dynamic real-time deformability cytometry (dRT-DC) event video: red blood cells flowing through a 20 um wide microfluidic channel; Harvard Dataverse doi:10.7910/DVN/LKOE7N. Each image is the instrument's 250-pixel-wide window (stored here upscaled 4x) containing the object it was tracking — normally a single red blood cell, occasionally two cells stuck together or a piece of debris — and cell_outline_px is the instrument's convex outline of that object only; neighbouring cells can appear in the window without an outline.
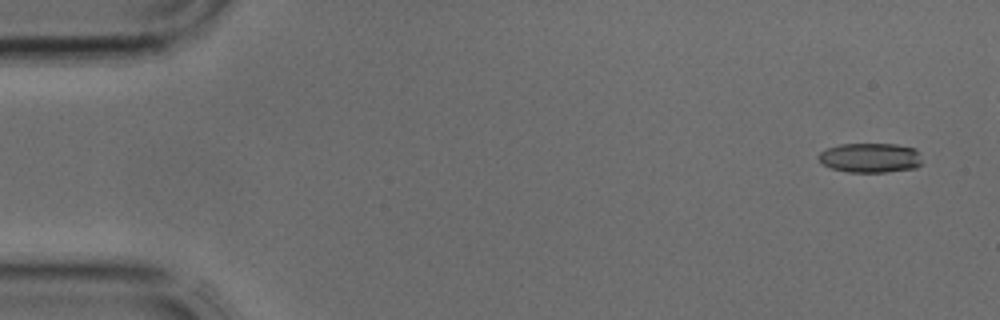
{"species": "common noctule bat (a hibernating species)", "species_latin": "Nyctalus noctula", "temperature_condition": "cold", "stored_images_in_passage": 5, "camera_frame_rate_fps": 3000, "um_per_image_px": 0.085, "animal": {"sex": "male", "body_mass_g": 17.9, "forearm_length_mm": 54.2}, "frame": {"image": 1, "passage_image": 1, "time_ms": 0.0, "image_size_px": [1000, 320], "cell_outline_px": [[920, 164], [916, 168], [888, 172], [848, 172], [832, 168], [824, 164], [816, 156], [820, 152], [828, 148], [840, 144], [896, 144], [916, 148], [920, 152]], "centroid_in_image_um": [74.0, 13.41], "position_along_channel_um": 11.0, "area_um2": 17.92}}
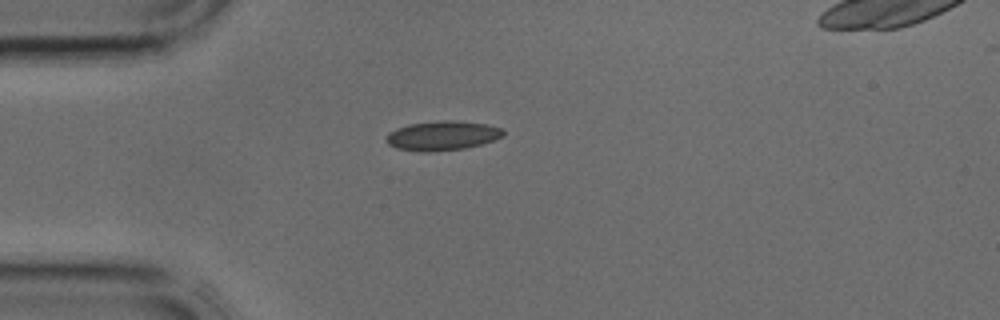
{"frame": {"image": 2, "passage_image": 4, "time_ms": 1.0, "image_size_px": [1000, 320], "cell_outline_px": [[504, 136], [480, 144], [464, 148], [428, 152], [420, 152], [396, 148], [388, 144], [384, 140], [388, 132], [396, 128], [408, 124], [444, 120], [452, 120], [488, 124], [500, 128], [504, 132]], "centroid_in_image_um": [37.55, 11.53], "position_along_channel_um": 47.5, "area_um2": 20.06}}